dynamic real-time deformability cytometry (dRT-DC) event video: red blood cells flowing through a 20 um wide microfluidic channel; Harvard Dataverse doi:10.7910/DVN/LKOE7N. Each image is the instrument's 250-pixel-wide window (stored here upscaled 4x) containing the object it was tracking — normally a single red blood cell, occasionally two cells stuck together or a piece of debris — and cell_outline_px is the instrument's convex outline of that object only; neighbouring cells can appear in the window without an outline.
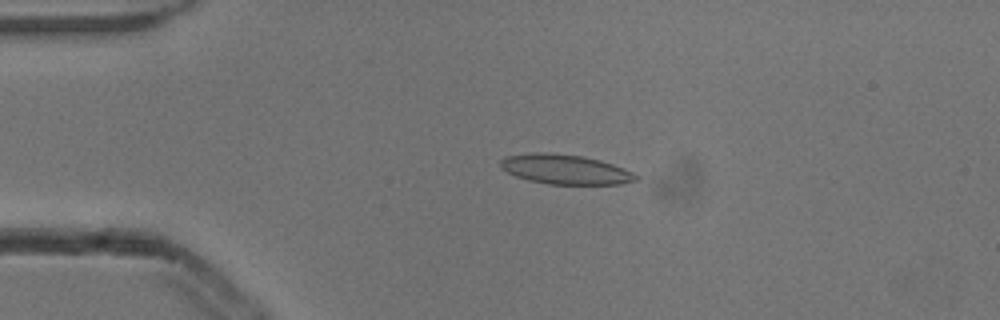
{"species": "common noctule bat (a hibernating species)", "species_latin": "Nyctalus noctula", "temperature_condition": "cold", "stored_images_in_passage": 5, "camera_frame_rate_fps": 3000, "um_per_image_px": 0.085, "animal": {"sex": "male", "body_mass_g": 13.3}, "frame": {"image": 1, "passage_image": 4, "time_ms": 1.0, "image_size_px": [1000, 320], "cell_outline_px": [[640, 180], [624, 184], [548, 184], [528, 180], [516, 176], [500, 168], [500, 160], [508, 156], [536, 152], [544, 152], [584, 156], [600, 160], [624, 168], [640, 176]], "centroid_in_image_um": [48.09, 14.4], "position_along_channel_um": 36.9, "area_um2": 23.52}}